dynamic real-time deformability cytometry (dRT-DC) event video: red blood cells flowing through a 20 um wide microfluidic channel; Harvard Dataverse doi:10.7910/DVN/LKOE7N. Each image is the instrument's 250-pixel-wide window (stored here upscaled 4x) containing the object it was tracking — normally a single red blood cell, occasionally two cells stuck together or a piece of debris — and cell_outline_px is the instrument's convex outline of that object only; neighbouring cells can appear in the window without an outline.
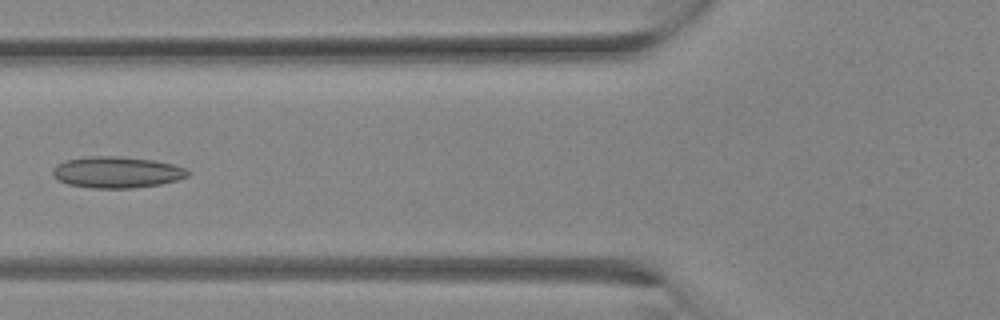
{"species": "Egyptian fruit bat (a non-hibernating species)", "species_latin": "Rousettus aegyptiacus", "temperature_condition": "room temperature", "stored_images_in_passage": 9, "camera_frame_rate_fps": 3000, "um_per_image_px": 0.085, "animal": {"sex": "female"}, "frame": {"image": 1, "passage_image": 8, "time_ms": 2.333, "image_size_px": [1000, 320], "cell_outline_px": [[188, 176], [176, 180], [160, 184], [132, 188], [92, 188], [68, 184], [52, 176], [52, 168], [56, 164], [68, 160], [88, 156], [116, 156], [156, 160], [172, 164], [184, 168], [188, 172]], "centroid_in_image_um": [9.9, 14.64], "position_along_channel_um": 115.9, "area_um2": 24.57}}